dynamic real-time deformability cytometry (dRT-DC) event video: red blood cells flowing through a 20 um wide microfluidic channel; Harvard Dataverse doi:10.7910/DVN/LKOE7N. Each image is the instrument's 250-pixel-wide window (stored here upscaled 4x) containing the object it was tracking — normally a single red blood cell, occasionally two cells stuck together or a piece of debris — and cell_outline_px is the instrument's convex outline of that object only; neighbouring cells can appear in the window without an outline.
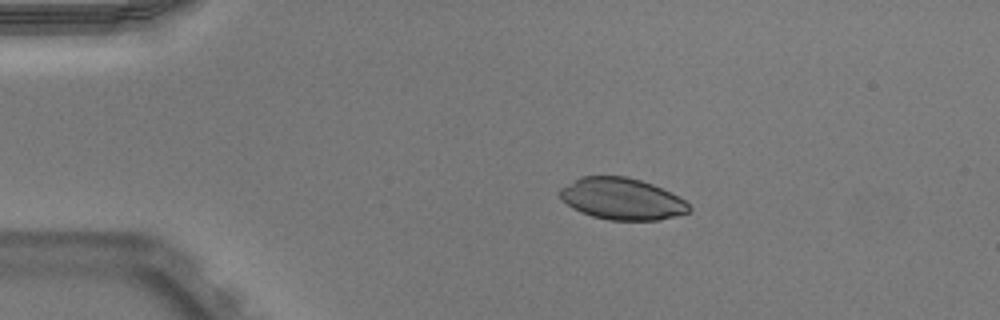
{"species": "Egyptian fruit bat (a non-hibernating species)", "species_latin": "Rousettus aegyptiacus", "temperature_condition": "warm", "stored_images_in_passage": 43, "camera_frame_rate_fps": 3000, "um_per_image_px": 0.085, "animal": {"sex": "male"}, "frame": {"image": 1, "passage_image": 2, "time_ms": 0.333, "image_size_px": [1000, 320], "cell_outline_px": [[692, 208], [688, 212], [656, 220], [608, 220], [592, 216], [580, 212], [572, 208], [560, 196], [560, 188], [580, 176], [628, 176], [652, 184], [684, 200]], "centroid_in_image_um": [52.82, 16.9], "position_along_channel_um": 32.2, "area_um2": 30.98}}
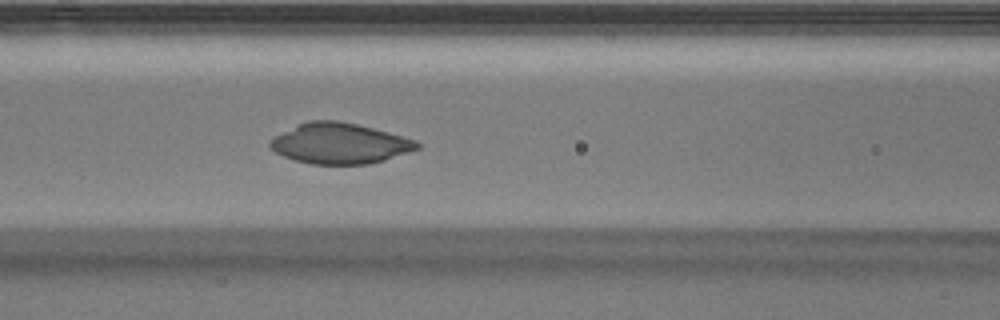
{"frame": {"image": 2, "passage_image": 14, "time_ms": 4.333, "image_size_px": [1000, 320], "cell_outline_px": [[420, 148], [384, 160], [368, 164], [312, 164], [296, 160], [284, 156], [276, 152], [268, 144], [268, 140], [308, 120], [336, 120], [356, 124], [388, 132], [416, 140], [420, 144]], "centroid_in_image_um": [28.89, 12.19], "position_along_channel_um": 137.7, "area_um2": 34.33}}
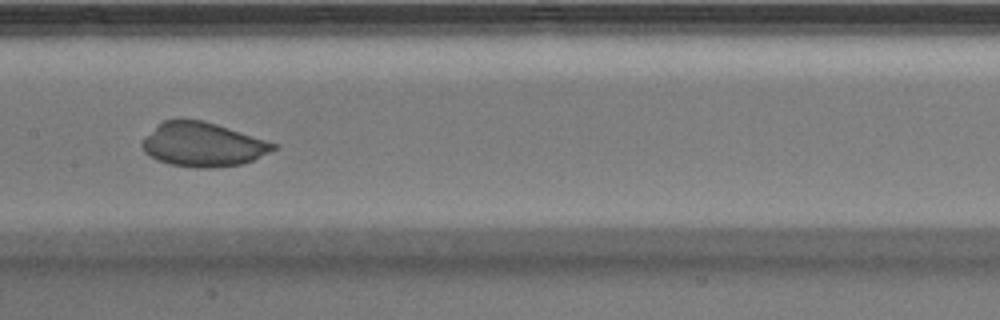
{"frame": {"image": 3, "passage_image": 18, "time_ms": 5.667, "image_size_px": [1000, 320], "cell_outline_px": [[276, 148], [252, 160], [240, 164], [212, 168], [196, 168], [168, 164], [156, 160], [144, 152], [140, 144], [144, 136], [156, 124], [164, 120], [204, 120], [276, 144]], "centroid_in_image_um": [17.14, 12.29], "position_along_channel_um": 190.3, "area_um2": 33.47}}